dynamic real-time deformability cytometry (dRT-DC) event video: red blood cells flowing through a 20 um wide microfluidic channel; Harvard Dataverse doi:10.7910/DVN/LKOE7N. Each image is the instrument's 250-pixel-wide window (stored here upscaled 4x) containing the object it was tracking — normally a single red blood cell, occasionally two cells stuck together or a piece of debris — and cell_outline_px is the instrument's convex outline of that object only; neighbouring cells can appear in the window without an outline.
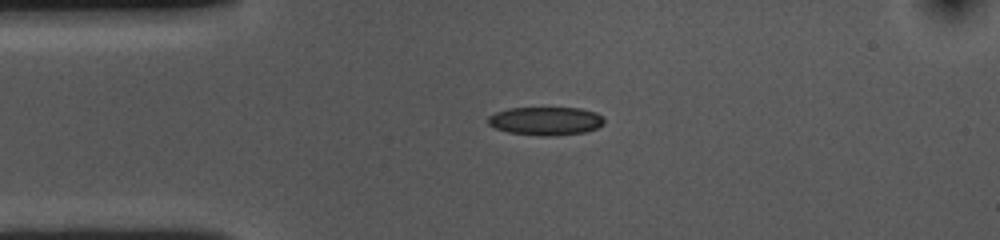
{"species": "common noctule bat (a hibernating species)", "species_latin": "Nyctalus noctula", "temperature_condition": "cold", "stored_images_in_passage": 44, "camera_frame_rate_fps": 3000, "um_per_image_px": 0.085, "animal": {"sex": "female", "body_mass_g": 10.0, "forearm_length_mm": 53.1}, "frame": {"image": 1, "passage_image": 1, "time_ms": 0.0, "image_size_px": [1000, 240], "cell_outline_px": [[604, 124], [596, 128], [584, 132], [556, 136], [540, 136], [508, 132], [496, 128], [488, 124], [488, 116], [496, 112], [508, 108], [580, 108], [596, 112], [604, 120]], "centroid_in_image_um": [46.38, 10.28], "position_along_channel_um": 38.6, "area_um2": 19.19}}
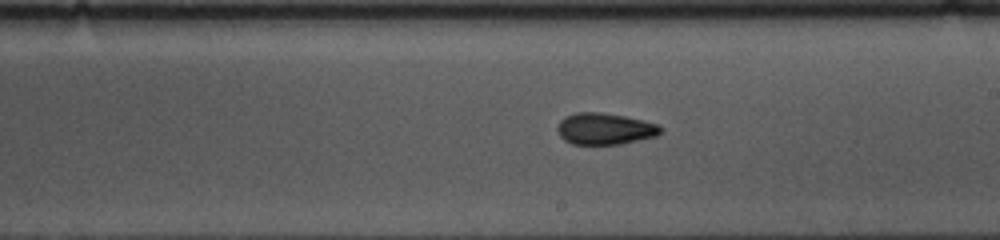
{"frame": {"image": 2, "passage_image": 19, "time_ms": 6.0, "image_size_px": [1000, 240], "cell_outline_px": [[664, 128], [656, 136], [620, 144], [572, 144], [564, 140], [560, 136], [556, 128], [560, 120], [564, 116], [576, 112], [600, 112], [624, 116], [644, 120], [656, 124]], "centroid_in_image_um": [51.38, 10.94], "position_along_channel_um": 237.6, "area_um2": 19.02}}
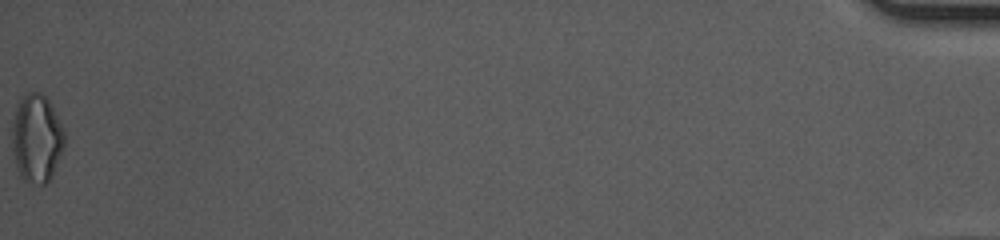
{"frame": {"image": 3, "passage_image": 44, "time_ms": 14.333, "image_size_px": [1000, 240], "cell_outline_px": [[64, 148], [52, 176], [44, 184], [28, 184], [20, 176], [16, 164], [12, 148], [12, 124], [16, 104], [28, 92], [40, 92], [48, 100], [64, 128]], "centroid_in_image_um": [3.11, 11.77], "position_along_channel_um": 432.1, "area_um2": 27.05}, "authors_computed_cell_mechanics": {"area_um2": 18.8428, "velocity_mm_per_s": 3.6245, "shape_relaxation_time_tau1_ms": 7.6353, "shape_relaxation_time_tau2_ms": 3.855, "deformation_change_tau1": 0.1374, "deformation_change_tau2": 0.0995}}